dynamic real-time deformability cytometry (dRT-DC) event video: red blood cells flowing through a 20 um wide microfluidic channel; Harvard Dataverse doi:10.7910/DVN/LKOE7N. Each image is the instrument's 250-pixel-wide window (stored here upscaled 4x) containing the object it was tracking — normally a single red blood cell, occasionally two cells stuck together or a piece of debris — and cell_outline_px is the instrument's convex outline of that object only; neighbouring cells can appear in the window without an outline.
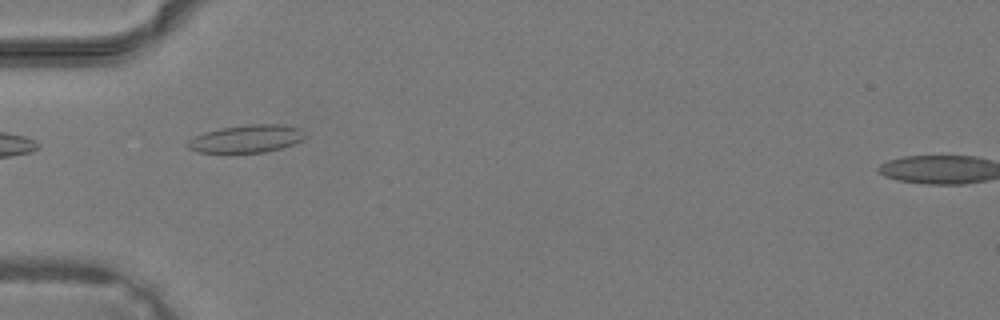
{"species": "common noctule bat (a hibernating species)", "species_latin": "Nyctalus noctula", "temperature_condition": "warm", "stored_images_in_passage": 27, "camera_frame_rate_fps": 3000, "um_per_image_px": 0.085, "animal": {"sex": "male", "body_mass_g": 19.2, "forearm_length_mm": 51.8}, "frame": {"image": 1, "passage_image": 1, "time_ms": 0.0, "image_size_px": [1000, 320], "cell_outline_px": [[308, 136], [304, 140], [280, 148], [264, 152], [200, 152], [188, 148], [184, 144], [188, 140], [204, 132], [220, 128], [248, 124], [284, 124], [300, 128]], "centroid_in_image_um": [20.98, 11.78], "position_along_channel_um": 64.0, "area_um2": 19.02}}
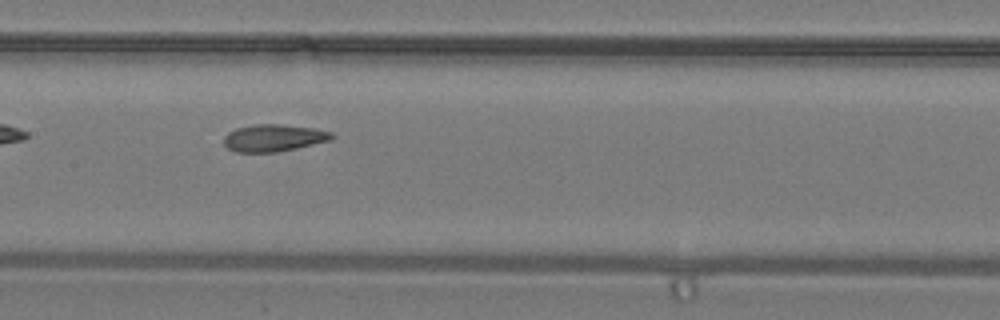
{"frame": {"image": 2, "passage_image": 8, "time_ms": 2.333, "image_size_px": [1000, 320], "cell_outline_px": [[336, 136], [332, 140], [296, 148], [276, 152], [236, 152], [228, 148], [224, 144], [224, 136], [228, 132], [236, 128], [252, 124], [280, 124], [316, 128], [332, 132]], "centroid_in_image_um": [23.29, 11.71], "position_along_channel_um": 184.1, "area_um2": 17.22}}
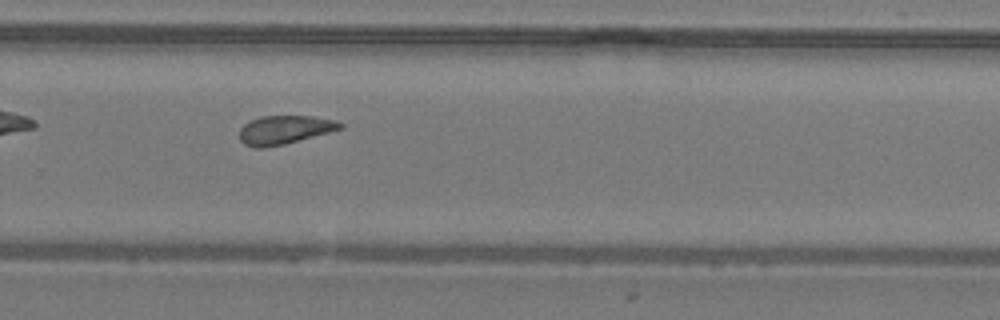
{"frame": {"image": 3, "passage_image": 15, "time_ms": 4.667, "image_size_px": [1000, 320], "cell_outline_px": [[344, 128], [284, 144], [264, 148], [256, 148], [244, 144], [240, 140], [240, 128], [244, 124], [260, 116], [312, 116], [336, 120], [344, 124]], "centroid_in_image_um": [24.19, 11.03], "position_along_channel_um": 305.6, "area_um2": 16.76}}